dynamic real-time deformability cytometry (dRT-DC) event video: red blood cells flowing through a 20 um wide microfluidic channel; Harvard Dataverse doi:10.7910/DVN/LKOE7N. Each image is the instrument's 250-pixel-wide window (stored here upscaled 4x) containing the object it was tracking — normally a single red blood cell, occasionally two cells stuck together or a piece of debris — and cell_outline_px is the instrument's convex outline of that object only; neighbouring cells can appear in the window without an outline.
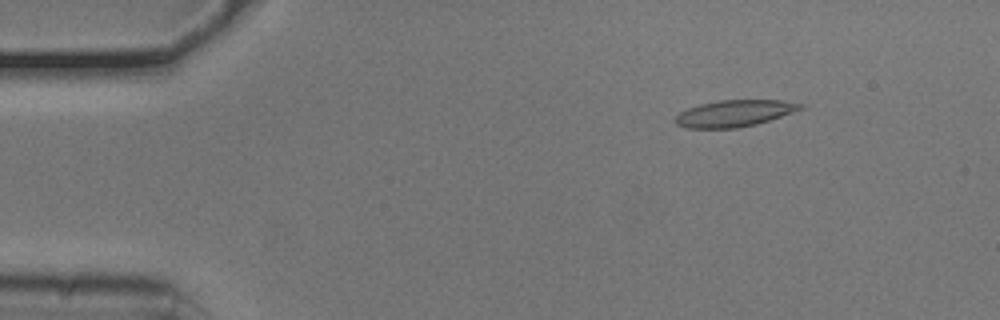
{"species": "common noctule bat (a hibernating species)", "species_latin": "Nyctalus noctula", "temperature_condition": "cold", "stored_images_in_passage": 35, "camera_frame_rate_fps": 3000, "um_per_image_px": 0.085, "animal": {"sex": "male", "body_mass_g": 20.5, "forearm_length_mm": 52.5}, "frame": {"image": 1, "passage_image": 4, "time_ms": 1.0, "image_size_px": [1000, 320], "cell_outline_px": [[804, 108], [756, 124], [736, 128], [688, 128], [676, 124], [672, 120], [680, 112], [688, 108], [700, 104], [716, 100], [780, 100], [804, 104]], "centroid_in_image_um": [62.38, 9.63], "position_along_channel_um": 22.6, "area_um2": 19.31}}
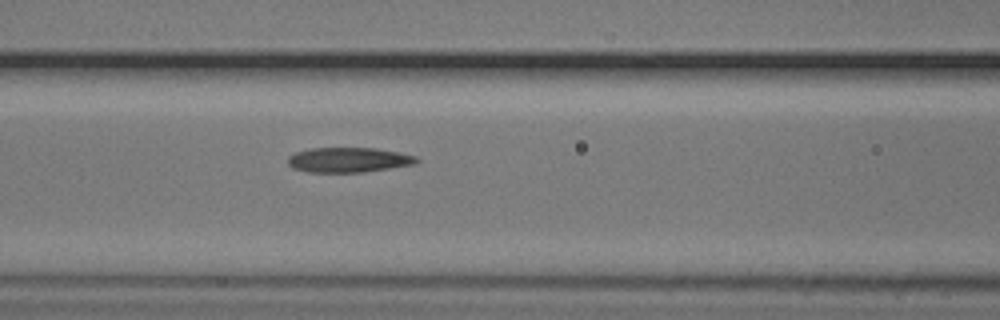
{"frame": {"image": 2, "passage_image": 19, "time_ms": 6.0, "image_size_px": [1000, 320], "cell_outline_px": [[420, 160], [416, 164], [364, 172], [308, 172], [292, 168], [288, 164], [288, 156], [296, 152], [308, 148], [376, 148], [400, 152], [416, 156]], "centroid_in_image_um": [29.64, 13.59], "position_along_channel_um": 137.0, "area_um2": 18.84}}
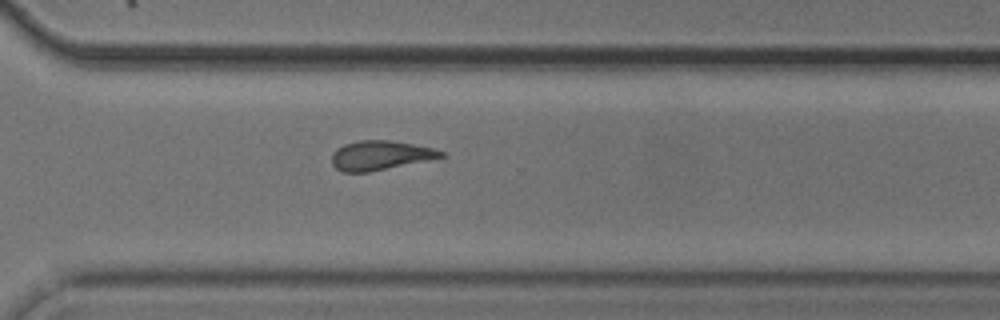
{"frame": {"image": 3, "passage_image": 35, "time_ms": 11.333, "image_size_px": [1000, 320], "cell_outline_px": [[444, 156], [368, 172], [344, 172], [336, 168], [332, 164], [332, 152], [336, 148], [344, 144], [360, 140], [388, 140], [412, 144], [432, 148], [444, 152]], "centroid_in_image_um": [32.25, 13.19], "position_along_channel_um": 338.4, "area_um2": 18.26}}